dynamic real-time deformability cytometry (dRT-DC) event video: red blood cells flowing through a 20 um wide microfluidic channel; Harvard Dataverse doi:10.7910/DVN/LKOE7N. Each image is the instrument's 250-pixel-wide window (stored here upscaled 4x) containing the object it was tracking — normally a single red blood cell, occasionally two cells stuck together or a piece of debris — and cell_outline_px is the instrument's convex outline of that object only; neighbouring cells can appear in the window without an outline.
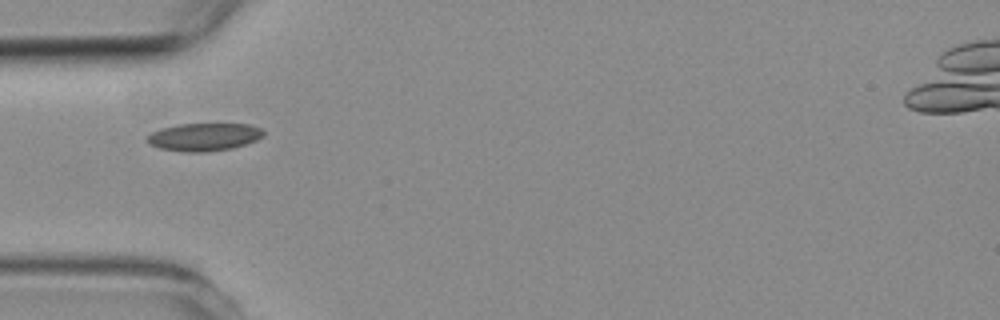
{"species": "common noctule bat (a hibernating species)", "species_latin": "Nyctalus noctula", "temperature_condition": "room temperature", "stored_images_in_passage": 1, "camera_frame_rate_fps": 3000, "um_per_image_px": 0.085, "animal": {"sex": "female", "body_mass_g": 19.3, "forearm_length_mm": 54.1}, "frame": {"image": 1, "passage_image": 1, "time_ms": 0.0, "image_size_px": [1000, 320], "cell_outline_px": [[264, 136], [256, 140], [232, 148], [204, 152], [184, 152], [160, 148], [148, 144], [144, 140], [144, 136], [160, 128], [180, 124], [252, 124], [260, 128], [264, 132]], "centroid_in_image_um": [17.29, 11.64], "position_along_channel_um": 67.7, "area_um2": 19.02}}